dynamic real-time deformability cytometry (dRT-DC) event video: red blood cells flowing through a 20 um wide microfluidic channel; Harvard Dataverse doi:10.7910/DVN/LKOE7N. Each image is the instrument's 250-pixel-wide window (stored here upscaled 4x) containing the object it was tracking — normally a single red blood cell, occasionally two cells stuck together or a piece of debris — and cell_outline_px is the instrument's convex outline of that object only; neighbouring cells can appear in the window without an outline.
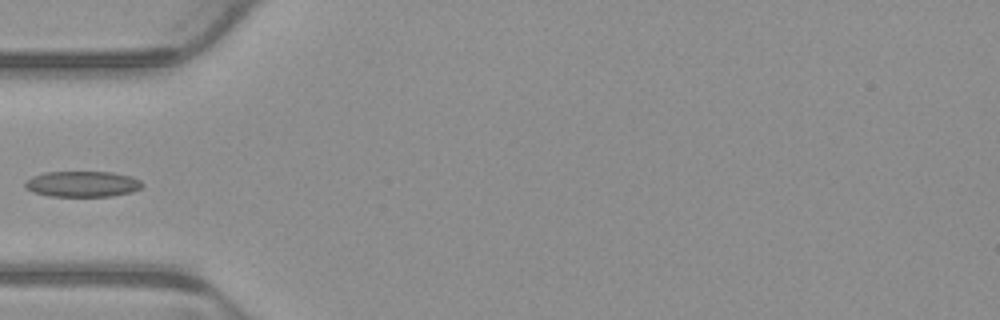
{"species": "common noctule bat (a hibernating species)", "species_latin": "Nyctalus noctula", "temperature_condition": "warm", "stored_images_in_passage": 5, "camera_frame_rate_fps": 3000, "um_per_image_px": 0.085, "animal": {"sex": "male", "body_mass_g": 23.1, "forearm_length_mm": 52.7}, "frame": {"image": 1, "passage_image": 5, "time_ms": 1.333, "image_size_px": [1000, 320], "cell_outline_px": [[144, 184], [140, 188], [132, 192], [112, 196], [48, 196], [32, 192], [24, 188], [24, 180], [32, 176], [44, 172], [112, 172], [132, 176], [140, 180]], "centroid_in_image_um": [6.97, 15.64], "position_along_channel_um": 78.0, "area_um2": 17.86}}